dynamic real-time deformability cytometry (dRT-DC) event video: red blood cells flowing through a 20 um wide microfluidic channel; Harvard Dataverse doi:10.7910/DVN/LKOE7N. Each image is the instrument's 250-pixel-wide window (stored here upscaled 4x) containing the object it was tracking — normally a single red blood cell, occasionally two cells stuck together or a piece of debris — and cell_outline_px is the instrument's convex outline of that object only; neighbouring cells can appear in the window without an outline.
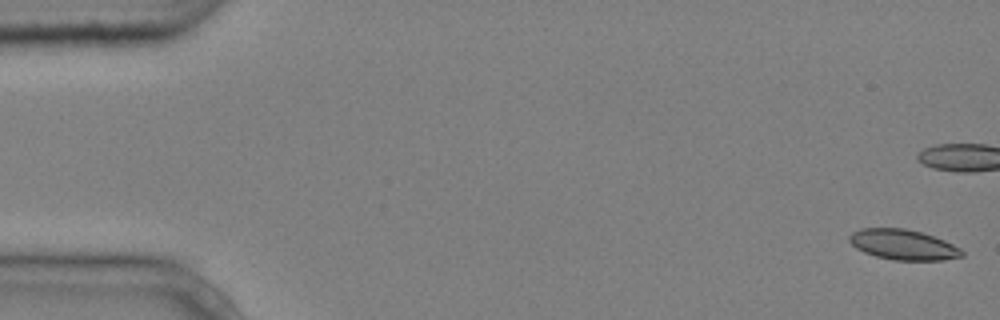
{"species": "common noctule bat (a hibernating species)", "species_latin": "Nyctalus noctula", "temperature_condition": "cold", "stored_images_in_passage": 8, "camera_frame_rate_fps": 3000, "um_per_image_px": 0.085, "animal": {"sex": "male", "body_mass_g": 20.4}, "frame": {"image": 1, "passage_image": 1, "time_ms": 0.0, "image_size_px": [1000, 320], "cell_outline_px": [[964, 256], [944, 260], [892, 260], [876, 256], [864, 252], [856, 248], [848, 240], [848, 236], [852, 232], [860, 228], [904, 228], [920, 232], [944, 240], [960, 248], [964, 252]], "centroid_in_image_um": [76.75, 20.8], "position_along_channel_um": 8.2, "area_um2": 19.88}}